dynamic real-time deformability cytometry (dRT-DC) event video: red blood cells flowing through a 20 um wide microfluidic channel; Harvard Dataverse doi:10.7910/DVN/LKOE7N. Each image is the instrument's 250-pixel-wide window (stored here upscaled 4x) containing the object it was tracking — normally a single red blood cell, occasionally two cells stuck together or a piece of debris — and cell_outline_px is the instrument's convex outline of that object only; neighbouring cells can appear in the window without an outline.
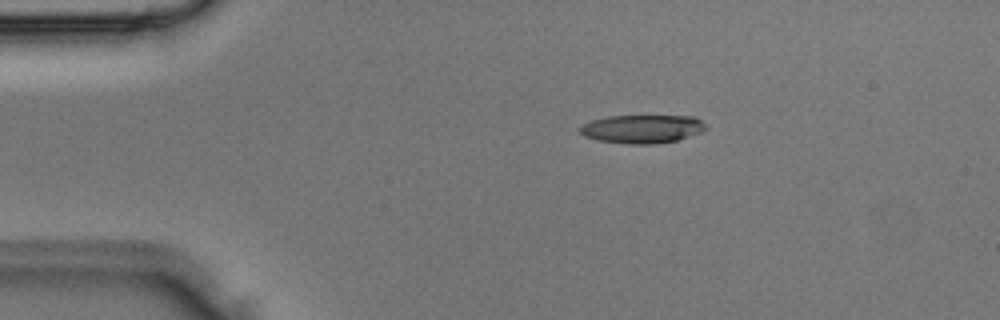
{"species": "Egyptian fruit bat (a non-hibernating species)", "species_latin": "Rousettus aegyptiacus", "temperature_condition": "room temperature", "stored_images_in_passage": 2, "camera_frame_rate_fps": 3000, "um_per_image_px": 0.085, "animal": {"sex": "male"}, "frame": {"image": 1, "passage_image": 1, "time_ms": 0.0, "image_size_px": [1000, 320], "cell_outline_px": [[708, 128], [700, 132], [676, 140], [656, 144], [628, 144], [596, 140], [584, 136], [580, 132], [580, 128], [584, 124], [592, 120], [608, 116], [692, 116], [700, 120]], "centroid_in_image_um": [54.57, 10.96], "position_along_channel_um": 30.4, "area_um2": 20.69}}